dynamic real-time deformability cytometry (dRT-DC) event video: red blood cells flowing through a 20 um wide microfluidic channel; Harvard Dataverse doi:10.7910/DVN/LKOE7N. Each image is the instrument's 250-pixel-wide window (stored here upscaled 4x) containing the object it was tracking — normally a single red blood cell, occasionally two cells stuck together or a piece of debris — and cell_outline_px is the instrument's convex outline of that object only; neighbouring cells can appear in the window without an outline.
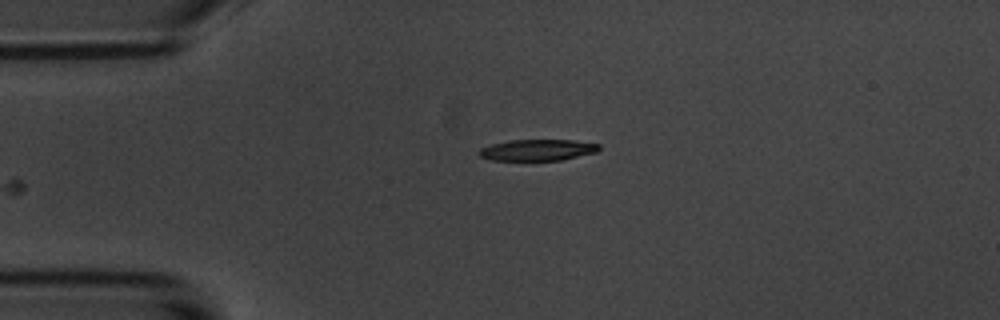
{"species": "common noctule bat (a hibernating species)", "species_latin": "Nyctalus noctula", "temperature_condition": "room temperature", "stored_images_in_passage": 41, "camera_frame_rate_fps": 3000, "um_per_image_px": 0.085, "animal": {"sex": "male", "body_mass_g": 20.1, "forearm_length_mm": 53.5}, "frame": {"image": 1, "passage_image": 1, "time_ms": 0.0, "image_size_px": [1000, 320], "cell_outline_px": [[600, 148], [596, 152], [560, 160], [492, 160], [480, 156], [476, 152], [480, 148], [492, 144], [508, 140], [572, 140], [600, 144]], "centroid_in_image_um": [45.66, 12.74], "position_along_channel_um": 39.3, "area_um2": 14.8}}
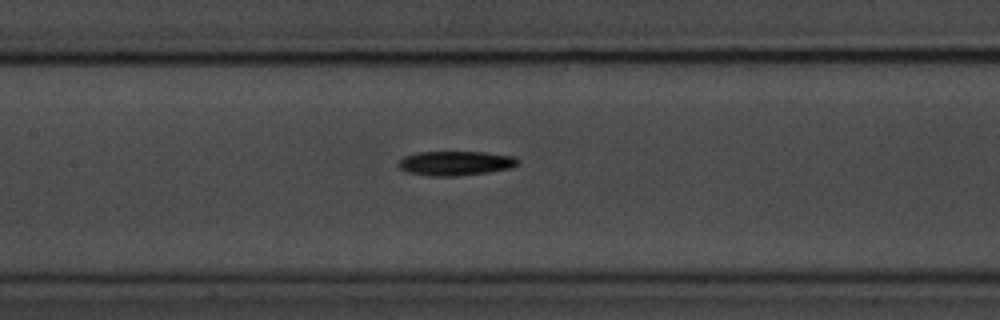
{"frame": {"image": 2, "passage_image": 14, "time_ms": 4.333, "image_size_px": [1000, 320], "cell_outline_px": [[520, 164], [512, 168], [488, 172], [452, 176], [428, 176], [408, 172], [400, 168], [396, 164], [404, 156], [416, 152], [484, 152], [512, 156], [520, 160]], "centroid_in_image_um": [38.72, 13.87], "position_along_channel_um": 168.7, "area_um2": 17.05}}
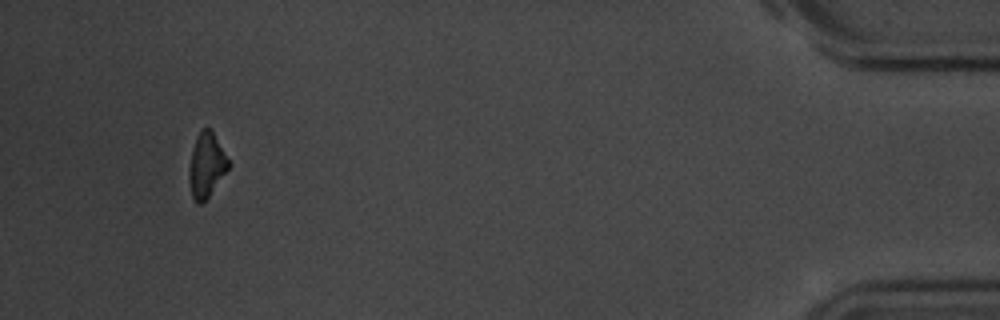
{"frame": {"image": 3, "passage_image": 41, "time_ms": 13.333, "image_size_px": [1000, 320], "cell_outline_px": [[232, 164], [208, 196], [200, 204], [196, 204], [192, 196], [188, 180], [188, 168], [192, 148], [196, 136], [200, 128], [208, 128], [212, 132]], "centroid_in_image_um": [17.52, 14.03], "position_along_channel_um": 417.7, "area_um2": 14.85}, "authors_computed_cell_mechanics": {"area_um2": 16.3574, "velocity_mm_per_s": 3.5686, "shape_relaxation_time_tau1_ms": 5.3989, "shape_relaxation_time_tau2_ms": null, "deformation_change_tau1": 0.1615, "deformation_change_tau2": null}}